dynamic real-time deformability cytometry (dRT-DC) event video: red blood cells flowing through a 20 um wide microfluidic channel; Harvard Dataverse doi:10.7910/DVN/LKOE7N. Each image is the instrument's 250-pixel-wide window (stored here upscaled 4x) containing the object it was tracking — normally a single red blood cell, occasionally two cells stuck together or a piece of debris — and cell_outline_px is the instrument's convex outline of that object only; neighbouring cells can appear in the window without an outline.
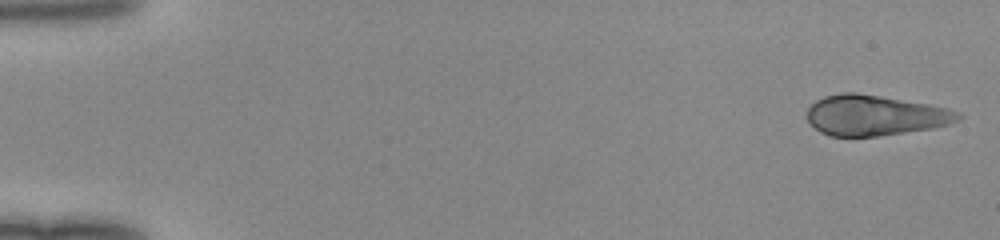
{"species": "human", "species_latin": "Homo sapiens", "temperature_condition": "room temperature", "stored_images_in_passage": 48, "camera_frame_rate_fps": 3000, "um_per_image_px": 0.085, "donor": {"sex": "female"}, "frame": {"image": 1, "passage_image": 1, "time_ms": 0.0, "image_size_px": [1000, 240], "cell_outline_px": [[964, 116], [960, 120], [948, 124], [932, 128], [880, 136], [832, 136], [820, 132], [808, 120], [808, 108], [816, 100], [824, 96], [840, 92], [856, 92], [928, 104], [948, 108], [960, 112]], "centroid_in_image_um": [74.39, 9.8], "position_along_channel_um": 10.6, "area_um2": 35.55}}
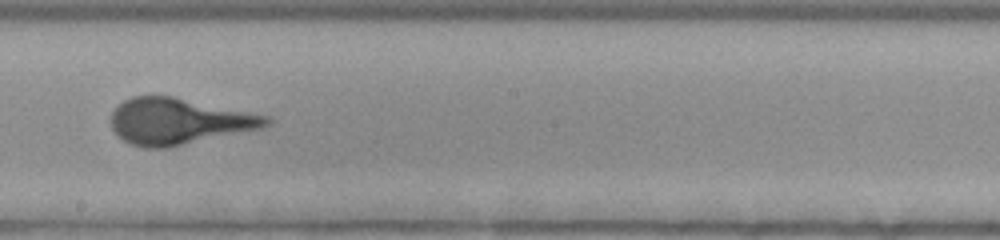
{"frame": {"image": 2, "passage_image": 28, "time_ms": 9.0, "image_size_px": [1000, 240], "cell_outline_px": [[272, 124], [260, 128], [168, 148], [144, 148], [132, 144], [116, 136], [112, 128], [112, 112], [124, 100], [132, 96], [172, 96], [268, 116], [272, 120]], "centroid_in_image_um": [15.17, 10.32], "position_along_channel_um": 233.0, "area_um2": 41.44}}
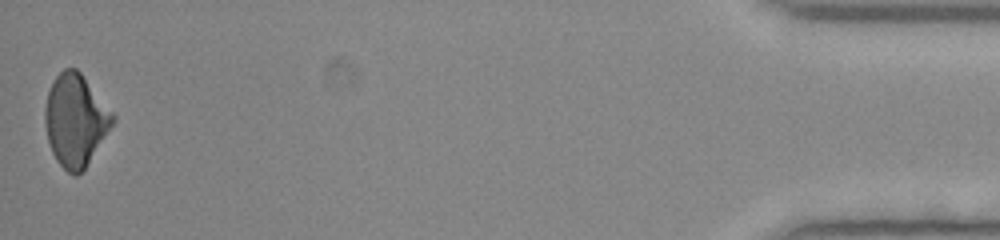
{"frame": {"image": 3, "passage_image": 48, "time_ms": 15.667, "image_size_px": [1000, 240], "cell_outline_px": [[116, 120], [84, 168], [76, 176], [72, 176], [56, 160], [52, 152], [48, 140], [44, 124], [44, 108], [48, 92], [56, 76], [64, 68], [76, 68], [80, 72], [116, 116]], "centroid_in_image_um": [6.4, 10.21], "position_along_channel_um": 428.8, "area_um2": 36.01}}